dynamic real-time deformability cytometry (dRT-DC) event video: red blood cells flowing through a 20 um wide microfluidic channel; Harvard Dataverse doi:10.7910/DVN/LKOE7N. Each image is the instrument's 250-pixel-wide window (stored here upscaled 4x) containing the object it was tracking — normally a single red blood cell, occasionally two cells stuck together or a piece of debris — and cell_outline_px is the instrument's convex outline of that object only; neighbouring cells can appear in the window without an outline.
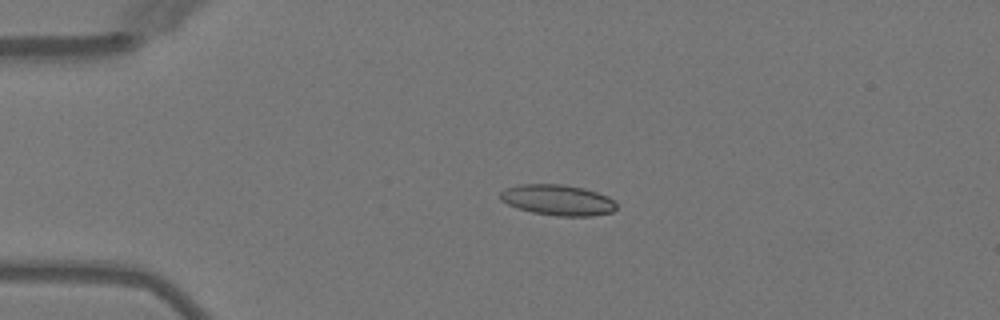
{"species": "Egyptian fruit bat (a non-hibernating species)", "species_latin": "Rousettus aegyptiacus", "temperature_condition": "warm", "stored_images_in_passage": 43, "camera_frame_rate_fps": 3000, "um_per_image_px": 0.085, "animal": {"sex": "female"}, "frame": {"image": 1, "passage_image": 4, "time_ms": 1.0, "image_size_px": [1000, 320], "cell_outline_px": [[616, 208], [612, 212], [592, 216], [556, 216], [532, 212], [516, 208], [500, 200], [500, 192], [504, 188], [520, 184], [564, 184], [584, 188], [608, 196], [616, 204]], "centroid_in_image_um": [47.38, 17.0], "position_along_channel_um": 37.6, "area_um2": 20.92}}
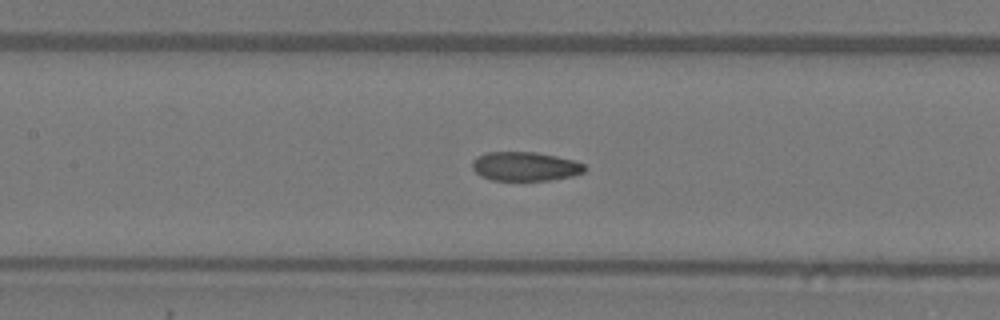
{"frame": {"image": 2, "passage_image": 16, "time_ms": 5.0, "image_size_px": [1000, 320], "cell_outline_px": [[588, 168], [584, 172], [572, 176], [548, 180], [492, 180], [480, 176], [472, 168], [472, 160], [476, 156], [488, 152], [536, 152], [576, 160], [584, 164]], "centroid_in_image_um": [44.65, 14.14], "position_along_channel_um": 162.8, "area_um2": 19.19}}
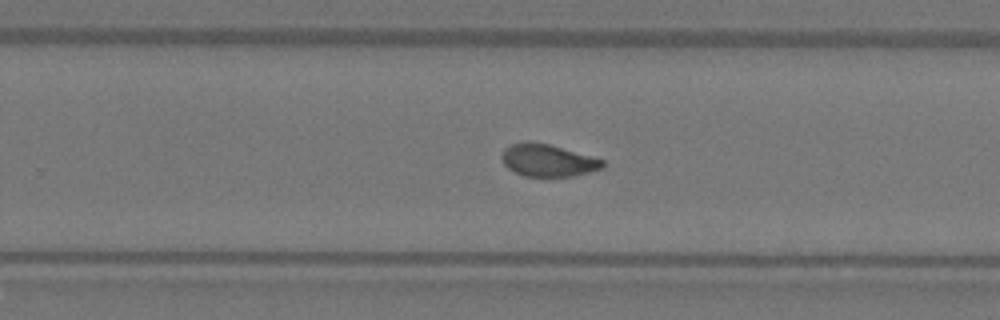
{"frame": {"image": 3, "passage_image": 25, "time_ms": 8.0, "image_size_px": [1000, 320], "cell_outline_px": [[604, 168], [572, 176], [524, 176], [508, 168], [504, 164], [500, 156], [504, 148], [512, 144], [524, 140], [528, 140], [548, 144], [604, 160]], "centroid_in_image_um": [46.52, 13.62], "position_along_channel_um": 283.3, "area_um2": 18.9}, "authors_computed_cell_mechanics": {"area_um2": 19.7098, "velocity_mm_per_s": 4.0453, "shape_relaxation_time_tau1_ms": null, "shape_relaxation_time_tau2_ms": 1.595, "deformation_change_tau1": null, "deformation_change_tau2": 0.0648}}